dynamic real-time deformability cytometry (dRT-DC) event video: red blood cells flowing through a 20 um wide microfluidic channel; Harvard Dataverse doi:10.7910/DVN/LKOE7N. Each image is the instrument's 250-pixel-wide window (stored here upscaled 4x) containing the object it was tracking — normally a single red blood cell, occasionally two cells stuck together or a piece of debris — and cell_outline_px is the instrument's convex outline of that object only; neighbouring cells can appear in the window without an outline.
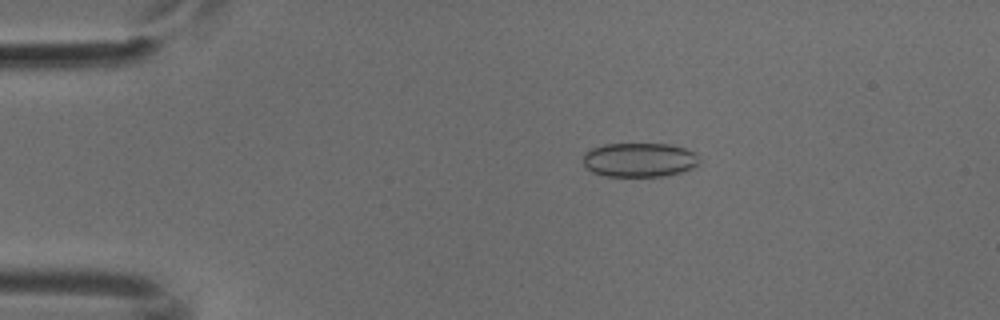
{"species": "common noctule bat (a hibernating species)", "species_latin": "Nyctalus noctula", "temperature_condition": "cold", "stored_images_in_passage": 52, "camera_frame_rate_fps": 3000, "um_per_image_px": 0.085, "animal": {"sex": "male", "body_mass_g": 18.8}, "frame": {"image": 1, "passage_image": 10, "time_ms": 3.0, "image_size_px": [1000, 320], "cell_outline_px": [[700, 164], [692, 168], [680, 172], [664, 176], [604, 176], [592, 172], [584, 168], [584, 152], [592, 148], [604, 144], [668, 144], [684, 148], [696, 152], [700, 156]], "centroid_in_image_um": [54.36, 13.59], "position_along_channel_um": 30.6, "area_um2": 23.41}}
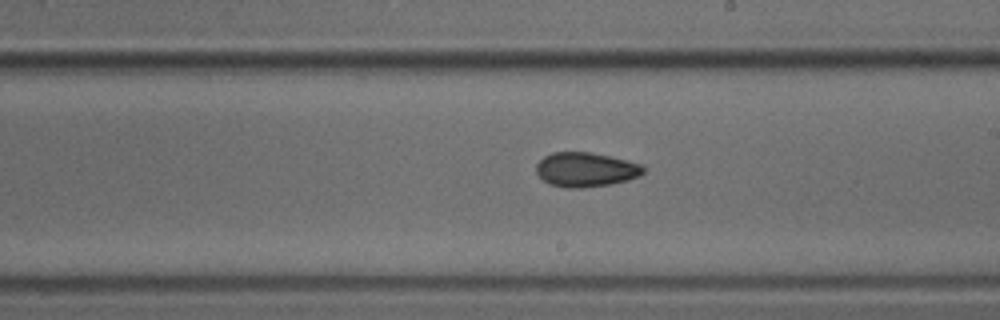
{"frame": {"image": 2, "passage_image": 30, "time_ms": 9.667, "image_size_px": [1000, 320], "cell_outline_px": [[644, 172], [640, 176], [628, 180], [608, 184], [580, 188], [568, 188], [548, 184], [536, 172], [536, 164], [544, 156], [552, 152], [588, 152], [608, 156], [640, 164], [644, 168]], "centroid_in_image_um": [49.75, 14.42], "position_along_channel_um": 239.2, "area_um2": 21.27}}
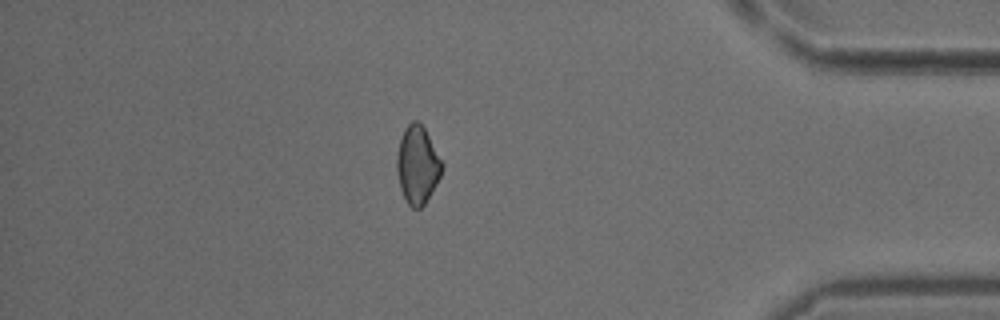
{"frame": {"image": 3, "passage_image": 45, "time_ms": 14.667, "image_size_px": [1000, 320], "cell_outline_px": [[444, 164], [440, 176], [424, 204], [420, 208], [412, 208], [408, 204], [400, 188], [396, 168], [396, 156], [400, 140], [404, 128], [412, 120], [416, 120], [424, 128]], "centroid_in_image_um": [35.47, 14.0], "position_along_channel_um": 399.7, "area_um2": 20.23}}